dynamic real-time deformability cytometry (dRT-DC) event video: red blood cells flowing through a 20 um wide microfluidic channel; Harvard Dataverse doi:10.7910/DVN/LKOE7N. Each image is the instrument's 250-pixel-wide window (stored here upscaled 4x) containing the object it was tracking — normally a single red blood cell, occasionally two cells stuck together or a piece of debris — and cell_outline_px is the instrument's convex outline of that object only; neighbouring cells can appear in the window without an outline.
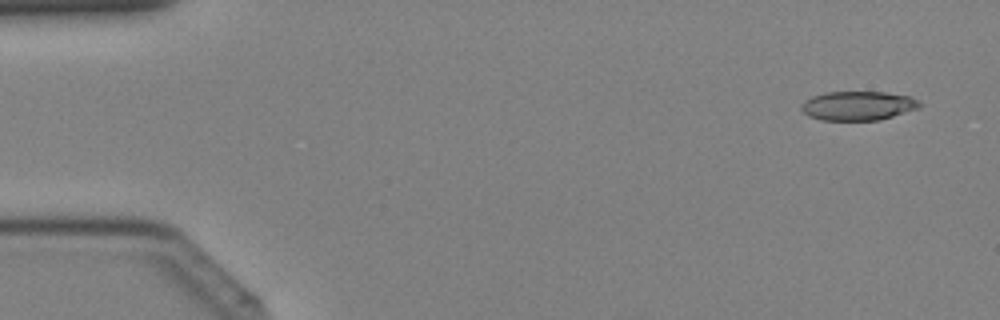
{"species": "Egyptian fruit bat (a non-hibernating species)", "species_latin": "Rousettus aegyptiacus", "temperature_condition": "cold", "stored_images_in_passage": 3, "camera_frame_rate_fps": 3000, "um_per_image_px": 0.085, "animal": {"sex": "female"}, "frame": {"image": 1, "passage_image": 1, "time_ms": 0.0, "image_size_px": [1000, 320], "cell_outline_px": [[920, 108], [880, 120], [820, 120], [808, 116], [800, 108], [804, 100], [812, 96], [824, 92], [884, 92], [912, 96], [920, 104]], "centroid_in_image_um": [72.92, 8.99], "position_along_channel_um": 12.1, "area_um2": 20.17}}